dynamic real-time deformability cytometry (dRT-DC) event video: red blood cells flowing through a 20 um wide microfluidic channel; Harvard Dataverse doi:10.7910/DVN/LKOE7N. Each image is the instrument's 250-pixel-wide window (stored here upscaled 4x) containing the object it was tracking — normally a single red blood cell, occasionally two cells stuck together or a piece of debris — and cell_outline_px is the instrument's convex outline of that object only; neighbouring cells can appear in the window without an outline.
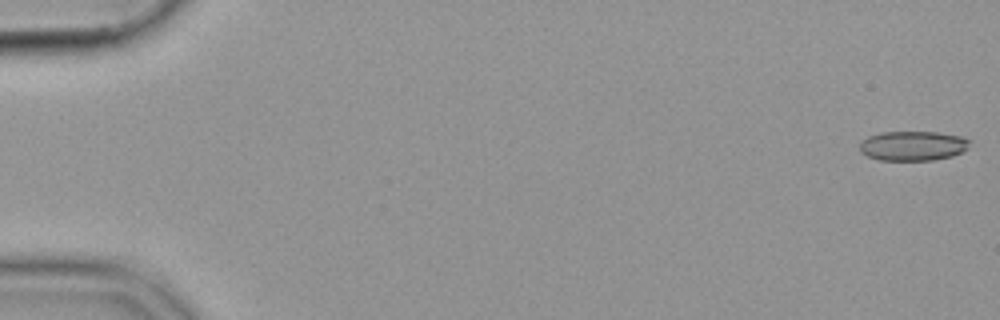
{"species": "common noctule bat (a hibernating species)", "species_latin": "Nyctalus noctula", "temperature_condition": "cold", "stored_images_in_passage": 10, "camera_frame_rate_fps": 3000, "um_per_image_px": 0.085, "animal": {"sex": "female", "body_mass_g": 19.9}, "frame": {"image": 1, "passage_image": 1, "time_ms": 0.0, "image_size_px": [1000, 320], "cell_outline_px": [[972, 140], [960, 152], [952, 156], [932, 160], [880, 160], [868, 156], [860, 152], [860, 140], [868, 136], [880, 132], [936, 132], [964, 136]], "centroid_in_image_um": [77.56, 12.38], "position_along_channel_um": 7.4, "area_um2": 19.02}}